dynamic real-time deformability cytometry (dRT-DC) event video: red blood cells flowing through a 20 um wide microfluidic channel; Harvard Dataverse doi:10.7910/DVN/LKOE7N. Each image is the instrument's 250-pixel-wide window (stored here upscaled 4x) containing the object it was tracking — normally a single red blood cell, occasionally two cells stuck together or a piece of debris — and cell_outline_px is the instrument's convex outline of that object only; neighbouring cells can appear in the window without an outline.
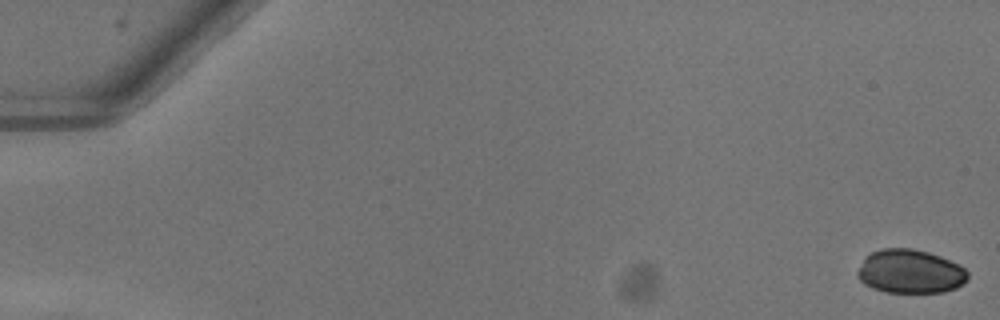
{"species": "common noctule bat (a hibernating species)", "species_latin": "Nyctalus noctula", "temperature_condition": "warm", "stored_images_in_passage": 10, "camera_frame_rate_fps": 3000, "um_per_image_px": 0.085, "animal": {"sex": "female"}, "frame": {"image": 1, "passage_image": 1, "time_ms": 0.0, "image_size_px": [1000, 320], "cell_outline_px": [[968, 280], [964, 284], [956, 288], [944, 292], [884, 292], [872, 288], [864, 284], [856, 276], [856, 272], [864, 256], [880, 248], [912, 248], [928, 252], [940, 256], [960, 264], [968, 272]], "centroid_in_image_um": [77.36, 23.07], "position_along_channel_um": 7.6, "area_um2": 28.55}}